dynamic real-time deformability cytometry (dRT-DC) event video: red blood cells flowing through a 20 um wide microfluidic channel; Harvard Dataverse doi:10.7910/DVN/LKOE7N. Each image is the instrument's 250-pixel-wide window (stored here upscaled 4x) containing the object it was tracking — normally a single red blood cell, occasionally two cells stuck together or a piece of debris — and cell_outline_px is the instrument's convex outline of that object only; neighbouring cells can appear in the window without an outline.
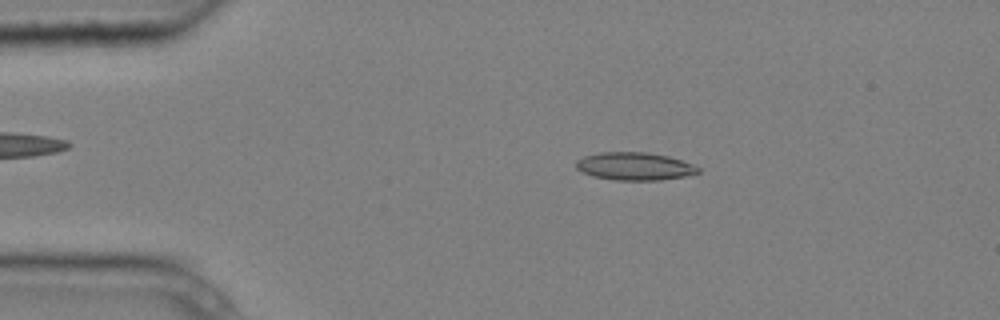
{"species": "common noctule bat (a hibernating species)", "species_latin": "Nyctalus noctula", "temperature_condition": "cold", "stored_images_in_passage": 3, "camera_frame_rate_fps": 3000, "um_per_image_px": 0.085, "animal": {"sex": "male", "body_mass_g": 20.4}, "frame": {"image": 1, "passage_image": 2, "time_ms": 0.333, "image_size_px": [1000, 320], "cell_outline_px": [[700, 172], [684, 176], [660, 180], [612, 180], [592, 176], [576, 168], [576, 160], [584, 156], [600, 152], [644, 152], [668, 156], [692, 164], [700, 168]], "centroid_in_image_um": [53.92, 14.13], "position_along_channel_um": 31.1, "area_um2": 19.71}}